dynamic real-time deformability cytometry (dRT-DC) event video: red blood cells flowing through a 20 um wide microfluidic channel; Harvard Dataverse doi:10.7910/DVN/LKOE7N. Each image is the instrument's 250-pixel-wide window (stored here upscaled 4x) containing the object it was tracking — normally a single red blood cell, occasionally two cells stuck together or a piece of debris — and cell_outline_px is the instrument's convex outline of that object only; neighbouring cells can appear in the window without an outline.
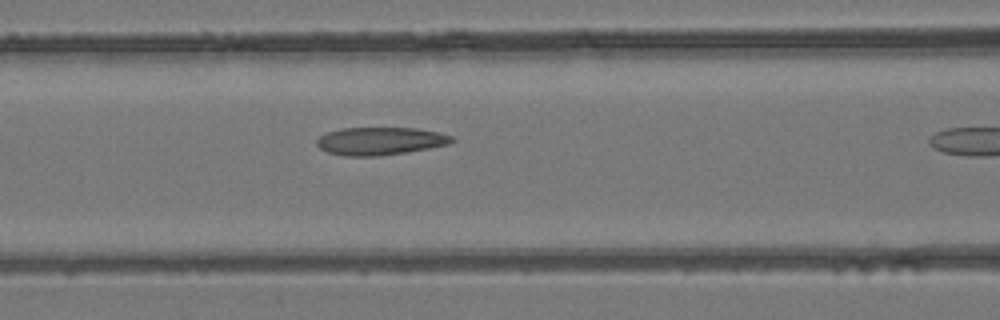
{"species": "common noctule bat (a hibernating species)", "species_latin": "Nyctalus noctula", "temperature_condition": "room temperature", "stored_images_in_passage": 10, "camera_frame_rate_fps": 3000, "um_per_image_px": 0.085, "animal": {"sex": "female", "body_mass_g": 24.6, "forearm_length_mm": 56.2}, "frame": {"image": 1, "passage_image": 9, "time_ms": 2.667, "image_size_px": [1000, 320], "cell_outline_px": [[456, 140], [448, 144], [408, 152], [376, 156], [348, 156], [328, 152], [320, 148], [316, 144], [316, 140], [320, 136], [328, 132], [344, 128], [416, 128], [436, 132], [452, 136]], "centroid_in_image_um": [32.31, 11.99], "position_along_channel_um": 134.3, "area_um2": 21.68}}